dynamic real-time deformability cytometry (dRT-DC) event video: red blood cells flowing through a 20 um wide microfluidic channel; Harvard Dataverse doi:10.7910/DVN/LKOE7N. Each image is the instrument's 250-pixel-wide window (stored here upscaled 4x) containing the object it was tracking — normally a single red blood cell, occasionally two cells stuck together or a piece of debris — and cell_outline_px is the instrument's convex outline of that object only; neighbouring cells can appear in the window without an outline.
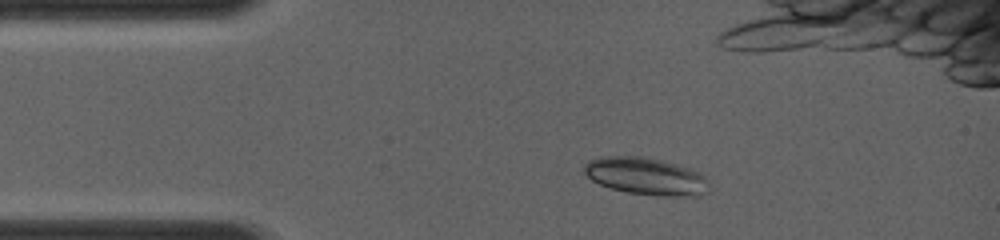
{"species": "common noctule bat (a hibernating species)", "species_latin": "Nyctalus noctula", "temperature_condition": "room temperature", "stored_images_in_passage": 3, "camera_frame_rate_fps": 4000, "um_per_image_px": 0.085, "animal": {"sex": "female", "body_mass_g": 19.0, "forearm_length_mm": 56.7}, "frame": {"image": 1, "passage_image": 1, "time_ms": 0.0, "image_size_px": [1000, 240], "cell_outline_px": [[708, 192], [700, 196], [656, 196], [628, 192], [612, 188], [600, 184], [592, 180], [584, 172], [584, 164], [588, 160], [600, 156], [644, 156], [664, 160], [692, 168], [700, 172], [708, 180]], "centroid_in_image_um": [54.94, 14.97], "position_along_channel_um": 30.1, "area_um2": 27.57}}